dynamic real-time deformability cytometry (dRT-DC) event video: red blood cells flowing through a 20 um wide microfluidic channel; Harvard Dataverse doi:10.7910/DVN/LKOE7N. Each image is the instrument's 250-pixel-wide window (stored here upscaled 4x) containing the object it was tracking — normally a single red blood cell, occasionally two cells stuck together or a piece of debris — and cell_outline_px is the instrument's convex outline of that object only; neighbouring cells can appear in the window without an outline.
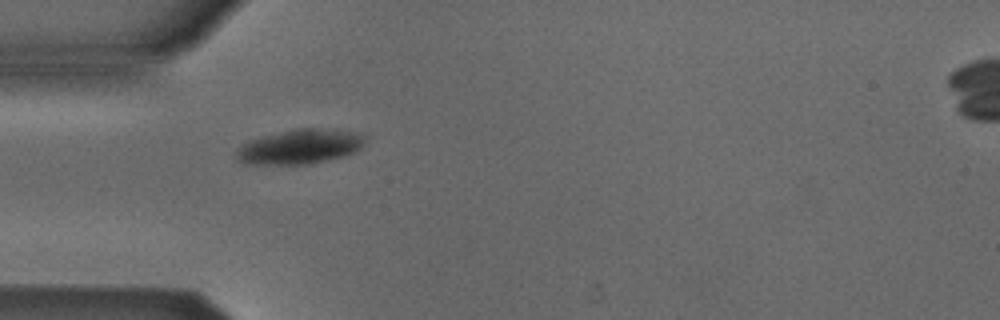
{"species": "Egyptian fruit bat (a non-hibernating species)", "species_latin": "Rousettus aegyptiacus", "temperature_condition": "cold", "stored_images_in_passage": 23, "camera_frame_rate_fps": 3000, "um_per_image_px": 0.085, "animal": {"sex": "male"}, "frame": {"image": 1, "passage_image": 1, "time_ms": 0.0, "image_size_px": [1000, 320], "cell_outline_px": [[364, 144], [360, 148], [344, 156], [312, 164], [244, 164], [236, 160], [236, 152], [240, 144], [248, 140], [260, 136], [300, 128], [336, 128], [360, 132], [364, 136]], "centroid_in_image_um": [25.48, 12.45], "position_along_channel_um": 59.5, "area_um2": 26.41}}